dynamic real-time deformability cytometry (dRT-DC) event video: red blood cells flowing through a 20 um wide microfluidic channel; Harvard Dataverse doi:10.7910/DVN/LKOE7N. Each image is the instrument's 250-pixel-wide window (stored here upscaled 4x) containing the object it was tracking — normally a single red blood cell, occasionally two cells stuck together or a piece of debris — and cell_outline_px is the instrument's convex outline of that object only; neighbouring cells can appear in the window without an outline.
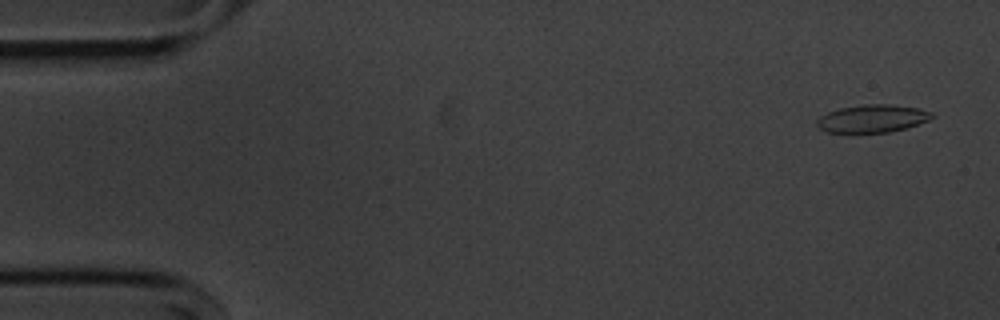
{"species": "common noctule bat (a hibernating species)", "species_latin": "Nyctalus noctula", "temperature_condition": "cold", "stored_images_in_passage": 15, "camera_frame_rate_fps": 3000, "um_per_image_px": 0.085, "animal": {"sex": "male", "body_mass_g": 20.1, "forearm_length_mm": 53.5}, "frame": {"image": 1, "passage_image": 3, "time_ms": 0.667, "image_size_px": [1000, 320], "cell_outline_px": [[936, 116], [928, 120], [908, 128], [888, 132], [828, 132], [820, 128], [816, 124], [816, 120], [820, 116], [828, 112], [840, 108], [864, 104], [888, 104], [920, 108], [932, 112]], "centroid_in_image_um": [74.19, 10.07], "position_along_channel_um": 10.8, "area_um2": 18.61}}